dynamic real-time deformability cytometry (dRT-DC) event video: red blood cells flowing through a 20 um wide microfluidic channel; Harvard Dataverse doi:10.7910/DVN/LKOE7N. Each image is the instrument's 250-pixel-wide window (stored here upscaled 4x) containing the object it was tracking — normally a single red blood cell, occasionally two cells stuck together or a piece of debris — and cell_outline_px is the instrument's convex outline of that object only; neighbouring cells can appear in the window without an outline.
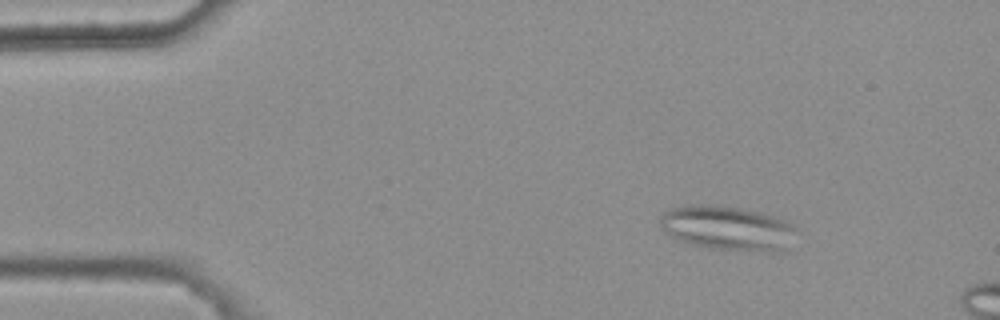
{"species": "common noctule bat (a hibernating species)", "species_latin": "Nyctalus noctula", "temperature_condition": "warm", "stored_images_in_passage": 5, "camera_frame_rate_fps": 3000, "um_per_image_px": 0.085, "animal": {"sex": "female", "body_mass_g": 25.1}, "frame": {"image": 1, "passage_image": 3, "time_ms": 0.667, "image_size_px": [1000, 320], "cell_outline_px": [[796, 228], [780, 252], [772, 252], [712, 248], [692, 244], [680, 240], [664, 232], [660, 228], [660, 216], [664, 212], [672, 208], [688, 204], [724, 204], [760, 212], [788, 220]], "centroid_in_image_um": [61.78, 19.34], "position_along_channel_um": 23.2, "area_um2": 35.2}}